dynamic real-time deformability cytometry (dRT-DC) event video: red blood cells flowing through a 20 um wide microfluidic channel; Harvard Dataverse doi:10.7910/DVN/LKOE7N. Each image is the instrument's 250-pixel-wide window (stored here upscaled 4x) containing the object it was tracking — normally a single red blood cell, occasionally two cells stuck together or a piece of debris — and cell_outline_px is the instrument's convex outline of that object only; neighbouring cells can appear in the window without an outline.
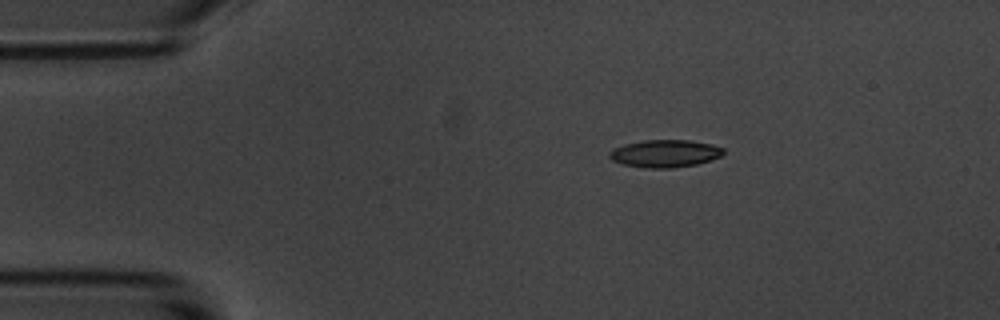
{"species": "common noctule bat (a hibernating species)", "species_latin": "Nyctalus noctula", "temperature_condition": "room temperature", "stored_images_in_passage": 5, "camera_frame_rate_fps": 3000, "um_per_image_px": 0.085, "animal": {"sex": "male", "body_mass_g": 20.1, "forearm_length_mm": 53.5}, "frame": {"image": 1, "passage_image": 1, "time_ms": 0.0, "image_size_px": [1000, 320], "cell_outline_px": [[724, 152], [720, 156], [712, 160], [696, 164], [672, 168], [644, 168], [624, 164], [612, 160], [608, 156], [608, 152], [612, 148], [624, 144], [644, 140], [688, 140], [712, 144], [724, 148]], "centroid_in_image_um": [56.5, 13.04], "position_along_channel_um": 28.5, "area_um2": 18.38}}
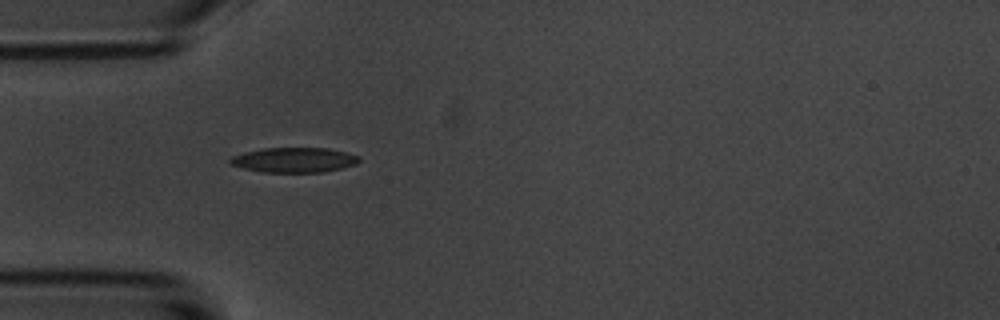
{"frame": {"image": 2, "passage_image": 3, "time_ms": 2.333, "image_size_px": [1000, 320], "cell_outline_px": [[360, 160], [356, 164], [344, 168], [324, 172], [264, 172], [244, 168], [232, 164], [228, 160], [232, 156], [244, 152], [264, 148], [328, 148], [360, 156]], "centroid_in_image_um": [25.03, 13.6], "position_along_channel_um": 60.0, "area_um2": 18.67}}
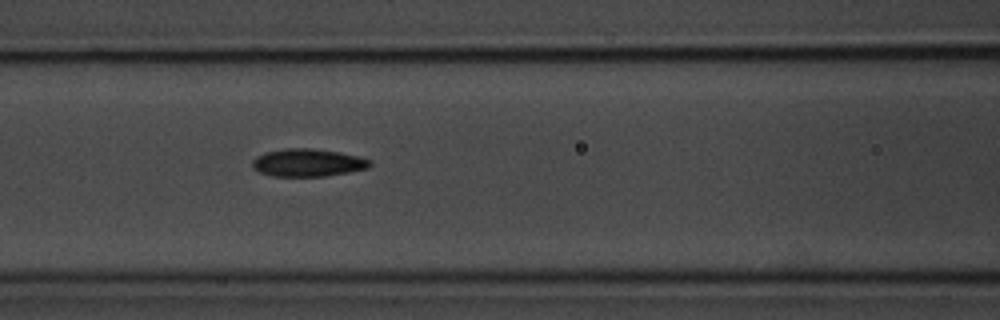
{"frame": {"image": 3, "passage_image": 5, "time_ms": 4.667, "image_size_px": [1000, 320], "cell_outline_px": [[372, 164], [368, 168], [348, 172], [324, 176], [272, 176], [260, 172], [252, 168], [252, 160], [256, 156], [264, 152], [284, 148], [312, 148], [340, 152], [372, 160]], "centroid_in_image_um": [26.14, 13.82], "position_along_channel_um": 140.5, "area_um2": 19.07}}